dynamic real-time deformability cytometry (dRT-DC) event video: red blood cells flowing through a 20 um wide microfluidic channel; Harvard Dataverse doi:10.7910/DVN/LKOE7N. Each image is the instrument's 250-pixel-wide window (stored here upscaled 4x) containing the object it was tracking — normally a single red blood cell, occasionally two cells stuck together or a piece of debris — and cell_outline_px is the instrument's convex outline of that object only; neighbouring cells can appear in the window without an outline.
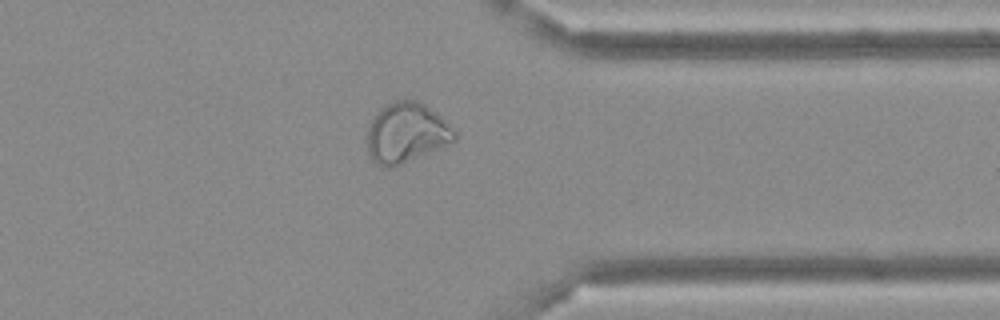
{"species": "Egyptian fruit bat (a non-hibernating species)", "species_latin": "Rousettus aegyptiacus", "temperature_condition": "cold", "stored_images_in_passage": 47, "camera_frame_rate_fps": 3000, "um_per_image_px": 0.085, "frame": {"image": 1, "passage_image": 37, "time_ms": 12.0, "image_size_px": [1000, 320], "cell_outline_px": [[456, 140], [400, 164], [388, 168], [376, 164], [372, 160], [368, 152], [368, 128], [376, 112], [380, 108], [396, 100], [416, 100], [424, 104], [440, 116], [456, 132]], "centroid_in_image_um": [34.51, 11.28], "position_along_channel_um": 376.9, "area_um2": 29.94}}
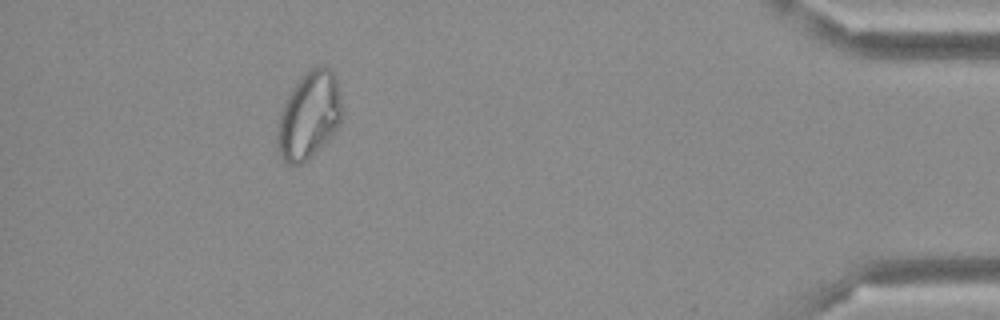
{"frame": {"image": 2, "passage_image": 43, "time_ms": 14.0, "image_size_px": [1000, 320], "cell_outline_px": [[344, 112], [340, 124], [328, 140], [308, 160], [300, 164], [288, 164], [280, 156], [276, 148], [276, 128], [280, 112], [292, 88], [300, 76], [308, 68], [324, 64], [332, 68], [336, 80]], "centroid_in_image_um": [26.27, 9.79], "position_along_channel_um": 408.9, "area_um2": 33.58}}